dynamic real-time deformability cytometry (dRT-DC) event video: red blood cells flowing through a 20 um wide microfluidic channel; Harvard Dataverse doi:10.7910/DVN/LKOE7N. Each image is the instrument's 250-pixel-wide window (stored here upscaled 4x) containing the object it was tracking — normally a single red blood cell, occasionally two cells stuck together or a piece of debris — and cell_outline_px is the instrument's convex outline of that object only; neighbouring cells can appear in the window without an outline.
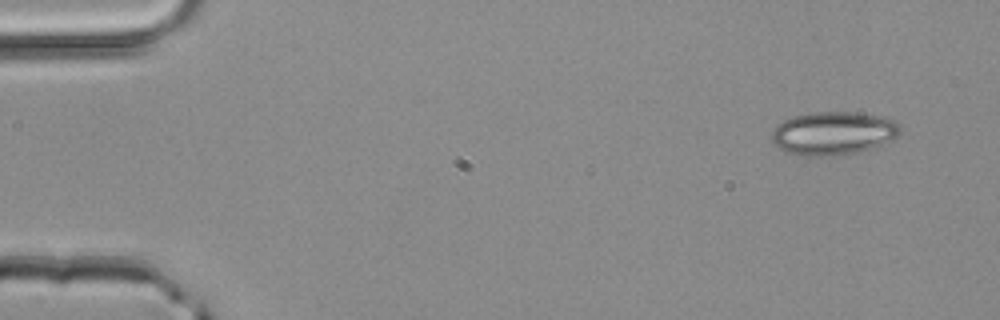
{"species": "common noctule bat (a hibernating species)", "species_latin": "Nyctalus noctula", "temperature_condition": "room temperature", "stored_images_in_passage": 3, "camera_frame_rate_fps": 3000, "um_per_image_px": 0.085, "animal": {"sex": "male", "body_mass_g": 20.4}, "frame": {"image": 1, "passage_image": 1, "time_ms": 0.0, "image_size_px": [1000, 320], "cell_outline_px": [[900, 132], [892, 140], [856, 152], [832, 156], [804, 156], [784, 152], [772, 144], [772, 132], [776, 124], [792, 116], [812, 112], [856, 112], [896, 120], [900, 124]], "centroid_in_image_um": [70.77, 11.32], "position_along_channel_um": 14.2, "area_um2": 32.48}}